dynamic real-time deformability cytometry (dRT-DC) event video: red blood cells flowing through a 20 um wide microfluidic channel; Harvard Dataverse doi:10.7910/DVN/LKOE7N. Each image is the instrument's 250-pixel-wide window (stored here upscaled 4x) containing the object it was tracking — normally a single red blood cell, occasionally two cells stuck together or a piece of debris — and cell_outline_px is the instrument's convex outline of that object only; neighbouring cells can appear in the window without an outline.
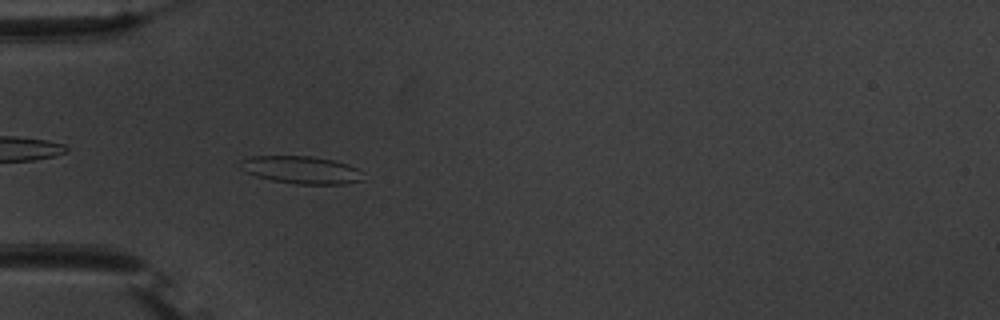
{"species": "common noctule bat (a hibernating species)", "species_latin": "Nyctalus noctula", "temperature_condition": "warm", "stored_images_in_passage": 41, "camera_frame_rate_fps": 3000, "um_per_image_px": 0.085, "animal": {"sex": "male", "body_mass_g": 20.1, "forearm_length_mm": 53.5}, "frame": {"image": 1, "passage_image": 4, "time_ms": 1.0, "image_size_px": [1000, 320], "cell_outline_px": [[364, 180], [344, 184], [296, 184], [272, 180], [256, 176], [244, 172], [236, 164], [240, 160], [248, 156], [312, 156], [332, 160], [348, 164], [364, 172]], "centroid_in_image_um": [25.58, 14.44], "position_along_channel_um": 59.4, "area_um2": 20.11}}
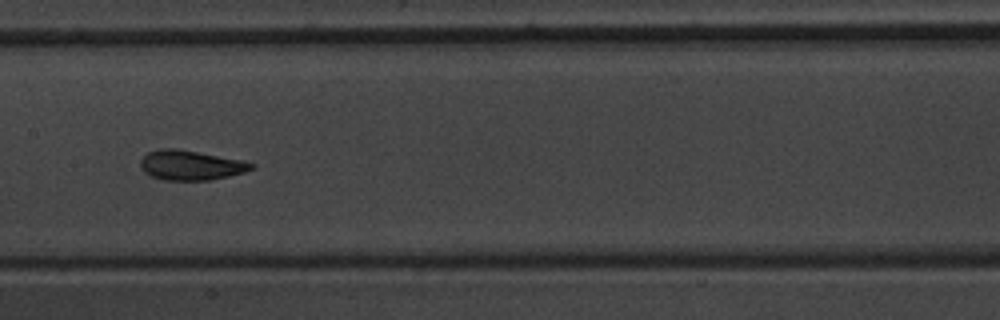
{"frame": {"image": 2, "passage_image": 15, "time_ms": 4.667, "image_size_px": [1000, 320], "cell_outline_px": [[256, 164], [252, 168], [244, 172], [228, 176], [208, 180], [164, 180], [152, 176], [144, 172], [140, 168], [140, 160], [148, 152], [160, 148], [176, 148], [244, 160]], "centroid_in_image_um": [16.2, 14.03], "position_along_channel_um": 191.2, "area_um2": 19.25}}
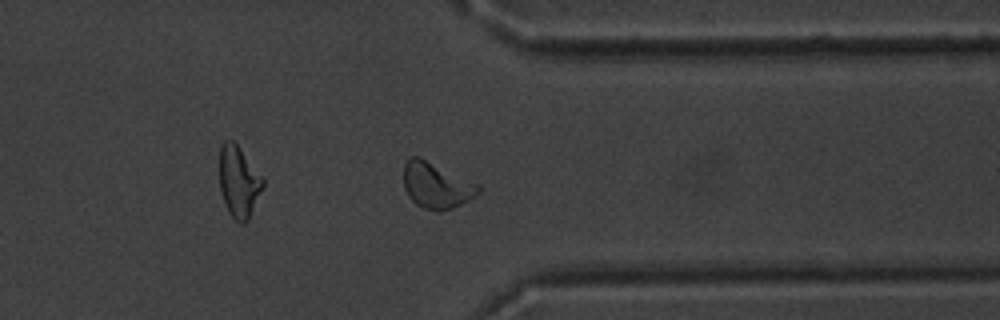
{"frame": {"image": 3, "passage_image": 30, "time_ms": 9.667, "image_size_px": [1000, 320], "cell_outline_px": [[480, 192], [468, 200], [452, 208], [420, 208], [408, 196], [404, 188], [404, 164], [412, 156], [420, 156], [480, 184]], "centroid_in_image_um": [37.09, 15.71], "position_along_channel_um": 374.3, "area_um2": 19.77}, "authors_computed_cell_mechanics": {"area_um2": 19.1318, "velocity_mm_per_s": 3.7137, "shape_relaxation_time_tau1_ms": 4.6981, "shape_relaxation_time_tau2_ms": 1.5341, "deformation_change_tau1": 0.1646, "deformation_change_tau2": 0.0806}}